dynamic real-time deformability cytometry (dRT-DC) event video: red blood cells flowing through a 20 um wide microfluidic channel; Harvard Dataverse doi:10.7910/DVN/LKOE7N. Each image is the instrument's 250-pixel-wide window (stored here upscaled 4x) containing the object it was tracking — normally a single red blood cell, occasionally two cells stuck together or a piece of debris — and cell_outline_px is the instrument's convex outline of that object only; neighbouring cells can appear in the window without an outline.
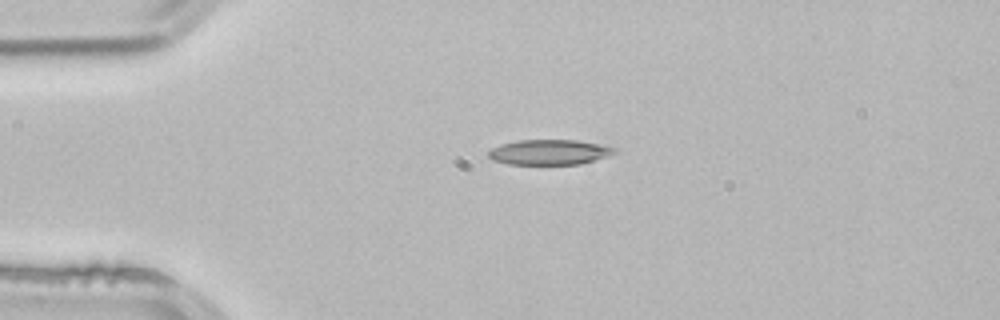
{"species": "common noctule bat (a hibernating species)", "species_latin": "Nyctalus noctula", "temperature_condition": "room temperature", "stored_images_in_passage": 3, "camera_frame_rate_fps": 3000, "um_per_image_px": 0.085, "animal": {"sex": "male", "body_mass_g": 21.5, "forearm_length_mm": 52.0}, "frame": {"image": 1, "passage_image": 3, "time_ms": 0.667, "image_size_px": [1000, 320], "cell_outline_px": [[620, 148], [616, 152], [580, 164], [508, 164], [492, 160], [488, 156], [488, 152], [492, 148], [500, 144], [516, 140], [576, 140], [604, 144]], "centroid_in_image_um": [46.69, 12.92], "position_along_channel_um": 38.3, "area_um2": 18.55}}